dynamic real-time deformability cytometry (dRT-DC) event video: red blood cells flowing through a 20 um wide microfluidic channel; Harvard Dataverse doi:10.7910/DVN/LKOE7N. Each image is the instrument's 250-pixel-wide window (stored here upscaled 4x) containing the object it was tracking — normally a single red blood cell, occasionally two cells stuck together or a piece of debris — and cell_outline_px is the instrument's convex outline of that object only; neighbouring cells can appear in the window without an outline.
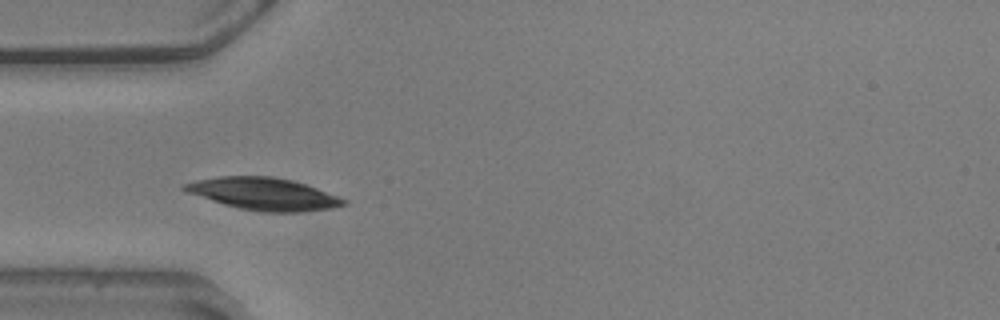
{"species": "common noctule bat (a hibernating species)", "species_latin": "Nyctalus noctula", "temperature_condition": "warm", "stored_images_in_passage": 24, "camera_frame_rate_fps": 3000, "um_per_image_px": 0.085, "animal": {"sex": "male", "body_mass_g": 20.5, "forearm_length_mm": 52.5}, "frame": {"image": 1, "passage_image": 4, "time_ms": 1.0, "image_size_px": [1000, 320], "cell_outline_px": [[348, 204], [332, 208], [304, 212], [260, 212], [240, 208], [224, 204], [184, 192], [180, 188], [180, 184], [196, 180], [220, 176], [272, 176], [292, 180], [316, 188], [348, 200]], "centroid_in_image_um": [22.37, 16.48], "position_along_channel_um": 62.6, "area_um2": 30.06}}